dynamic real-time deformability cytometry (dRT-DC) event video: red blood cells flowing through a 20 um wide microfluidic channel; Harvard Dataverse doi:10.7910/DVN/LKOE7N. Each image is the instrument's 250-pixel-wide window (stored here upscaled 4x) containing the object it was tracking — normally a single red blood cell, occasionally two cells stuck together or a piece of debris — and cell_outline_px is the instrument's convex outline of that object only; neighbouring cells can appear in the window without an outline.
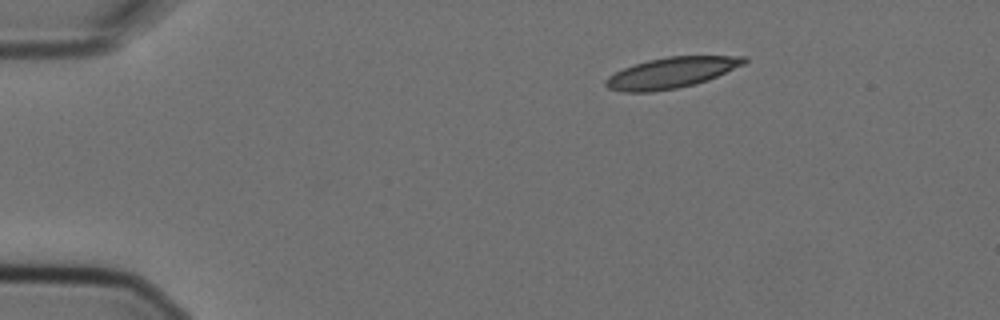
{"species": "Egyptian fruit bat (a non-hibernating species)", "species_latin": "Rousettus aegyptiacus", "temperature_condition": "cold", "stored_images_in_passage": 4, "camera_frame_rate_fps": 3000, "um_per_image_px": 0.085, "animal": {"sex": "female"}, "frame": {"image": 1, "passage_image": 1, "time_ms": 0.0, "image_size_px": [1000, 320], "cell_outline_px": [[748, 60], [744, 64], [708, 80], [676, 88], [652, 92], [624, 92], [608, 88], [604, 84], [604, 80], [608, 76], [632, 64], [648, 60], [668, 56], [748, 56]], "centroid_in_image_um": [57.04, 6.17], "position_along_channel_um": 28.0, "area_um2": 24.74}}
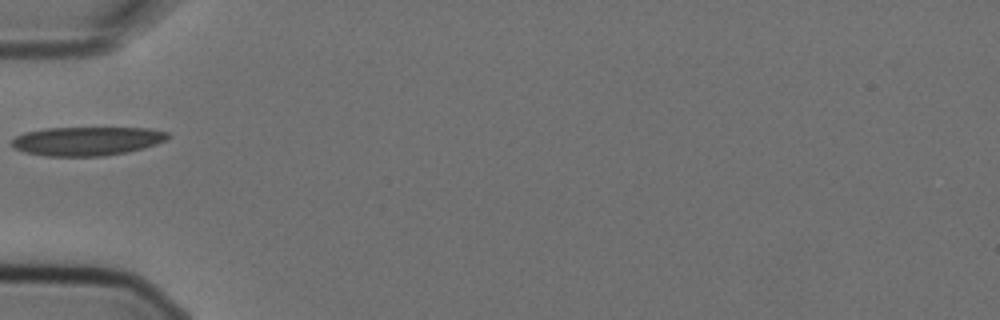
{"frame": {"image": 2, "passage_image": 4, "time_ms": 1.0, "image_size_px": [1000, 320], "cell_outline_px": [[172, 136], [156, 144], [144, 148], [128, 152], [104, 156], [44, 156], [24, 152], [12, 148], [12, 140], [16, 136], [24, 132], [48, 128], [148, 128], [168, 132]], "centroid_in_image_um": [7.39, 11.99], "position_along_channel_um": 77.6, "area_um2": 26.36}}